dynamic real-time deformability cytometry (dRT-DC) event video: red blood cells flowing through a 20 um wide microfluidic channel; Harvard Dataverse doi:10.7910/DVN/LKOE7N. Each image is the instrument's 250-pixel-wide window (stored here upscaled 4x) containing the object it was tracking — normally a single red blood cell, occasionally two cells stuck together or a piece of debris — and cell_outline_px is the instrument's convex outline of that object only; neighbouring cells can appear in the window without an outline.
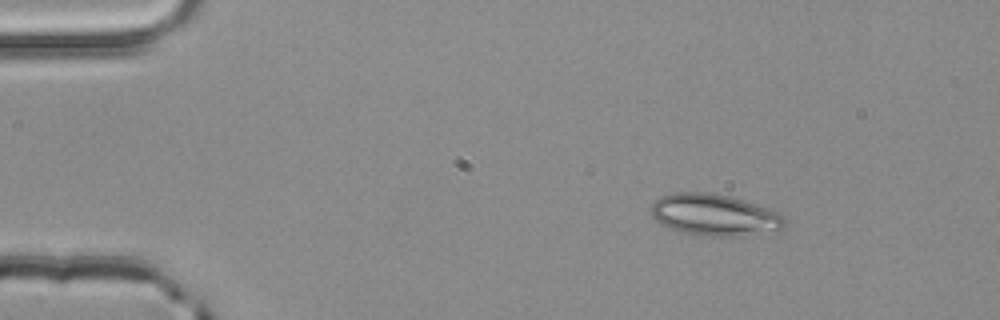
{"species": "common noctule bat (a hibernating species)", "species_latin": "Nyctalus noctula", "temperature_condition": "room temperature", "stored_images_in_passage": 10, "segment_of_instrument_passage": [2, 2], "camera_frame_rate_fps": 3000, "um_per_image_px": 0.085, "animal": {"sex": "male", "body_mass_g": 20.4}, "frame": {"image": 1, "passage_image": 10, "time_ms": 3.0, "image_size_px": [1000, 320], "cell_outline_px": [[788, 220], [784, 228], [776, 232], [740, 236], [708, 236], [680, 232], [656, 220], [652, 216], [652, 204], [660, 196], [676, 192], [704, 192], [728, 196], [744, 200], [772, 208], [784, 216]], "centroid_in_image_um": [60.83, 18.27], "position_along_channel_um": 24.2, "area_um2": 32.71}}